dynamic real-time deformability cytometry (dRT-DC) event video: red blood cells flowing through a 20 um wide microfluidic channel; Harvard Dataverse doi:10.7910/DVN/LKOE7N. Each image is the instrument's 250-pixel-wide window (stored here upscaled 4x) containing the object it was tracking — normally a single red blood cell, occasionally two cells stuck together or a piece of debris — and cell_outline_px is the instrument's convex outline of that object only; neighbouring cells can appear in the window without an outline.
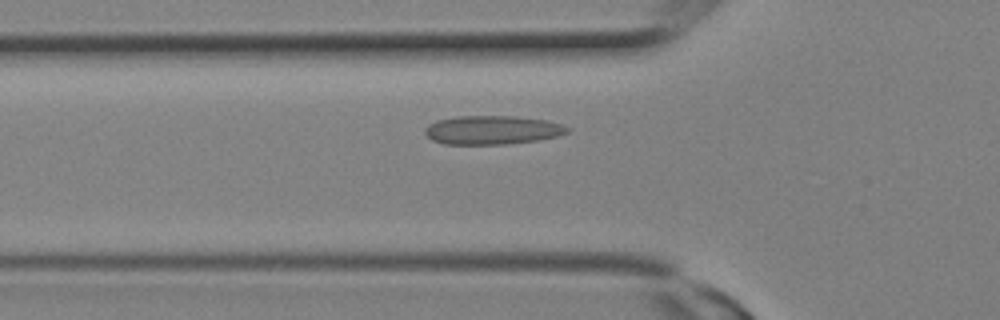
{"species": "Egyptian fruit bat (a non-hibernating species)", "species_latin": "Rousettus aegyptiacus", "temperature_condition": "room temperature", "stored_images_in_passage": 9, "camera_frame_rate_fps": 3000, "um_per_image_px": 0.085, "animal": {"sex": "female"}, "frame": {"image": 1, "passage_image": 7, "time_ms": 2.0, "image_size_px": [1000, 320], "cell_outline_px": [[572, 128], [568, 132], [556, 136], [536, 140], [504, 144], [444, 144], [432, 140], [424, 132], [424, 128], [428, 124], [436, 120], [456, 116], [516, 116], [544, 120], [560, 124]], "centroid_in_image_um": [41.8, 11.04], "position_along_channel_um": 84.0, "area_um2": 23.81}}
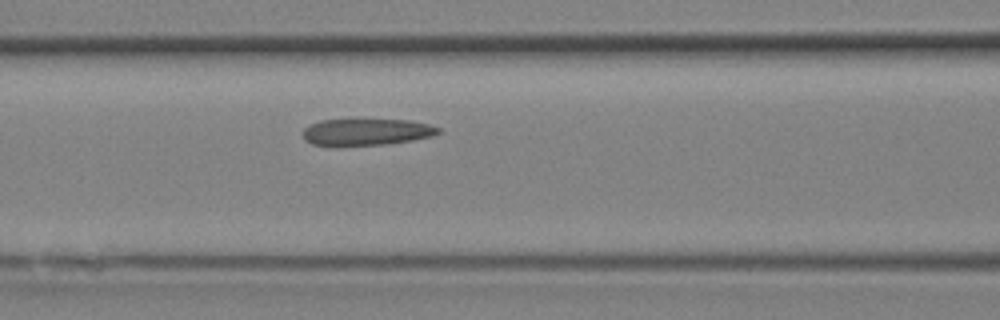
{"frame": {"image": 2, "passage_image": 9, "time_ms": 2.667, "image_size_px": [1000, 320], "cell_outline_px": [[440, 132], [432, 136], [412, 140], [384, 144], [336, 148], [332, 148], [312, 144], [304, 140], [304, 128], [308, 124], [320, 120], [408, 120], [428, 124], [440, 128]], "centroid_in_image_um": [31.06, 11.25], "position_along_channel_um": 135.5, "area_um2": 21.56}}